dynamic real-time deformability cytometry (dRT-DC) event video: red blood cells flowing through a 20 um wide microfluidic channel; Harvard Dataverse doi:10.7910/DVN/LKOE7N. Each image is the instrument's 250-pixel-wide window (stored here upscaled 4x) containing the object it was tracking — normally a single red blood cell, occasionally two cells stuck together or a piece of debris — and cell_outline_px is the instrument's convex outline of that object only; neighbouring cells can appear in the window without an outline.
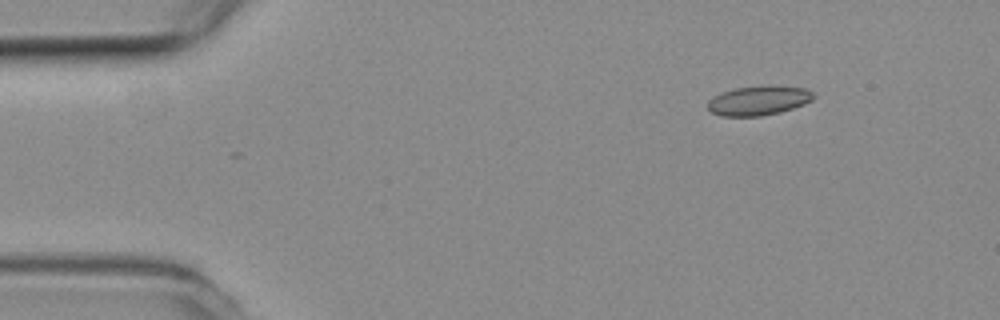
{"species": "common noctule bat (a hibernating species)", "species_latin": "Nyctalus noctula", "temperature_condition": "room temperature", "stored_images_in_passage": 49, "camera_frame_rate_fps": 3000, "um_per_image_px": 0.085, "animal": {"sex": "female", "body_mass_g": 19.3, "forearm_length_mm": 54.1}, "frame": {"image": 1, "passage_image": 2, "time_ms": 0.333, "image_size_px": [1000, 320], "cell_outline_px": [[816, 96], [812, 100], [804, 104], [780, 112], [760, 116], [720, 116], [712, 112], [708, 108], [708, 100], [712, 96], [736, 88], [768, 84], [808, 88]], "centroid_in_image_um": [64.51, 8.52], "position_along_channel_um": 20.5, "area_um2": 18.38}}
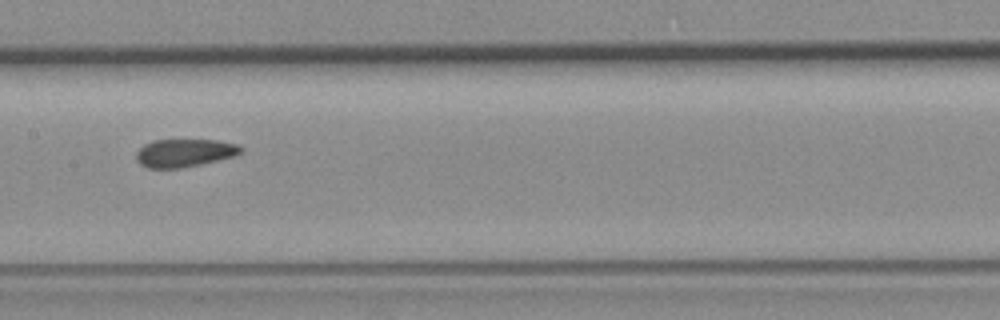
{"frame": {"image": 2, "passage_image": 22, "time_ms": 7.0, "image_size_px": [1000, 320], "cell_outline_px": [[244, 148], [236, 156], [200, 164], [180, 168], [148, 168], [140, 164], [136, 160], [136, 152], [144, 144], [152, 140], [216, 140], [240, 144]], "centroid_in_image_um": [15.69, 12.99], "position_along_channel_um": 191.7, "area_um2": 17.17}}
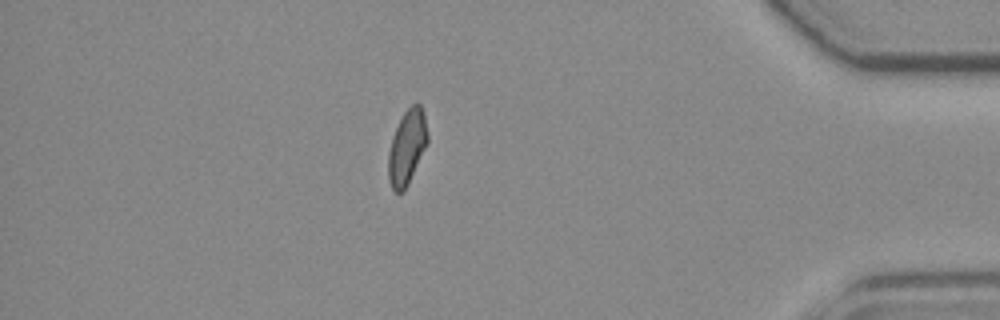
{"frame": {"image": 3, "passage_image": 42, "time_ms": 13.667, "image_size_px": [1000, 320], "cell_outline_px": [[428, 144], [404, 192], [396, 192], [392, 188], [388, 180], [388, 152], [392, 136], [404, 112], [416, 100], [420, 104], [424, 112], [428, 132]], "centroid_in_image_um": [34.61, 12.5], "position_along_channel_um": 400.6, "area_um2": 17.34}, "authors_computed_cell_mechanics": {"area_um2": 17.629, "velocity_mm_per_s": 3.8044, "shape_relaxation_time_tau1_ms": null, "shape_relaxation_time_tau2_ms": 3.9784, "deformation_change_tau1": null, "deformation_change_tau2": 0.0926}}